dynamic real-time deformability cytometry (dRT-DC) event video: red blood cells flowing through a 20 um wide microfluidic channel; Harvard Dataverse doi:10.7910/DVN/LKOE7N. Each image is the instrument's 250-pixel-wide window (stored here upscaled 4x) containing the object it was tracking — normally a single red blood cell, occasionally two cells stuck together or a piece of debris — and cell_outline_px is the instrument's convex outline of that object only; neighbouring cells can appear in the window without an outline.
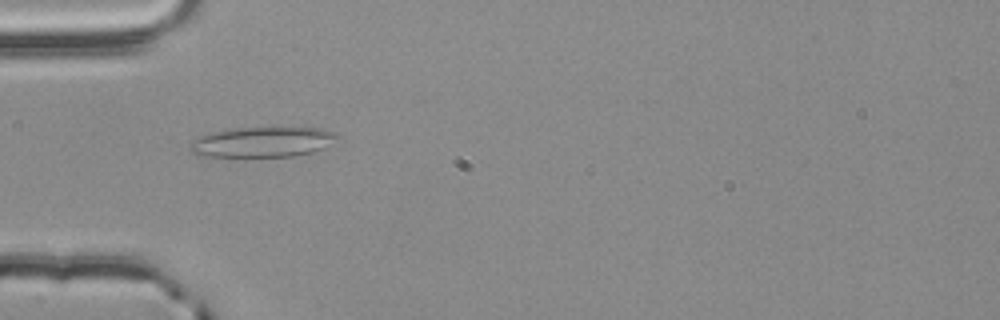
{"species": "common noctule bat (a hibernating species)", "species_latin": "Nyctalus noctula", "temperature_condition": "room temperature", "stored_images_in_passage": 38, "camera_frame_rate_fps": 3000, "um_per_image_px": 0.085, "animal": {"sex": "male", "body_mass_g": 20.4}, "frame": {"image": 1, "passage_image": 1, "time_ms": 0.0, "image_size_px": [1000, 320], "cell_outline_px": [[340, 136], [324, 148], [312, 152], [296, 156], [196, 156], [188, 152], [188, 144], [200, 136], [224, 128], [272, 124], [320, 128], [336, 132]], "centroid_in_image_um": [22.3, 12.0], "position_along_channel_um": 62.7, "area_um2": 27.51}}
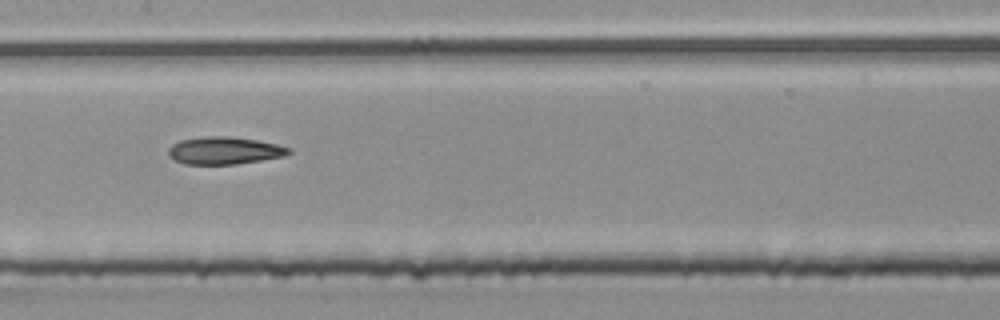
{"frame": {"image": 2, "passage_image": 11, "time_ms": 3.333, "image_size_px": [1000, 320], "cell_outline_px": [[292, 152], [284, 156], [236, 164], [184, 164], [168, 156], [168, 148], [172, 144], [180, 140], [208, 136], [228, 136], [256, 140], [276, 144], [292, 148]], "centroid_in_image_um": [19.07, 12.8], "position_along_channel_um": 188.3, "area_um2": 19.19}}
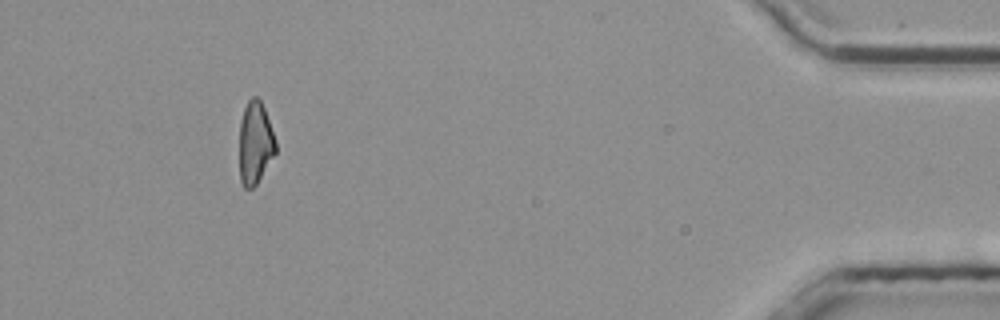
{"frame": {"image": 3, "passage_image": 34, "time_ms": 11.0, "image_size_px": [1000, 320], "cell_outline_px": [[276, 152], [256, 184], [252, 188], [244, 188], [240, 180], [240, 120], [244, 108], [248, 100], [252, 96], [256, 96], [260, 100], [264, 108], [276, 140]], "centroid_in_image_um": [21.69, 12.13], "position_along_channel_um": 413.5, "area_um2": 17.34}, "authors_computed_cell_mechanics": {"area_um2": 18.785, "velocity_mm_per_s": 3.8129, "shape_relaxation_time_tau1_ms": null, "shape_relaxation_time_tau2_ms": 6.7249, "deformation_change_tau1": null, "deformation_change_tau2": 0.1829}}